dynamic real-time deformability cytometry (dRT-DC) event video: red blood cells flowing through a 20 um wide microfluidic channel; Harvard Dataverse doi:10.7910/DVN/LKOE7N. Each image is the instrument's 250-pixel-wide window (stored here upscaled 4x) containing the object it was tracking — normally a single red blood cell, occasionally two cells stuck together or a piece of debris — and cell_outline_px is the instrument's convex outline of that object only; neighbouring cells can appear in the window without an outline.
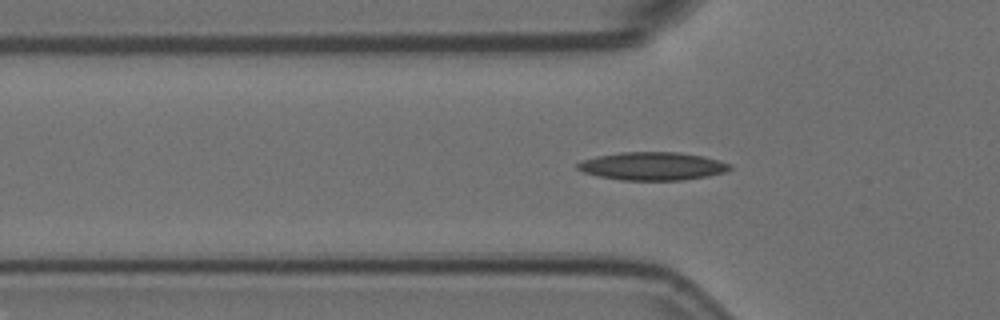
{"species": "Egyptian fruit bat (a non-hibernating species)", "species_latin": "Rousettus aegyptiacus", "temperature_condition": "room temperature", "stored_images_in_passage": 43, "camera_frame_rate_fps": 3000, "um_per_image_px": 0.085, "animal": {"sex": "female"}, "frame": {"image": 1, "passage_image": 9, "time_ms": 2.667, "image_size_px": [1000, 320], "cell_outline_px": [[732, 168], [724, 172], [708, 176], [680, 180], [620, 180], [600, 176], [584, 172], [576, 168], [576, 164], [580, 160], [596, 156], [620, 152], [680, 152], [704, 156], [720, 160], [732, 164]], "centroid_in_image_um": [55.47, 14.11], "position_along_channel_um": 70.3, "area_um2": 25.09}}
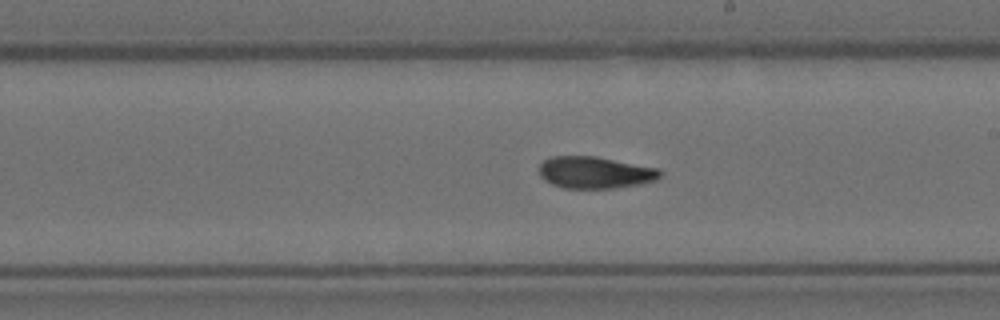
{"frame": {"image": 2, "passage_image": 23, "time_ms": 7.333, "image_size_px": [1000, 320], "cell_outline_px": [[660, 176], [656, 180], [616, 188], [564, 188], [552, 184], [544, 180], [540, 176], [540, 164], [544, 160], [552, 156], [596, 156], [660, 168]], "centroid_in_image_um": [50.57, 14.65], "position_along_channel_um": 238.4, "area_um2": 22.43}}
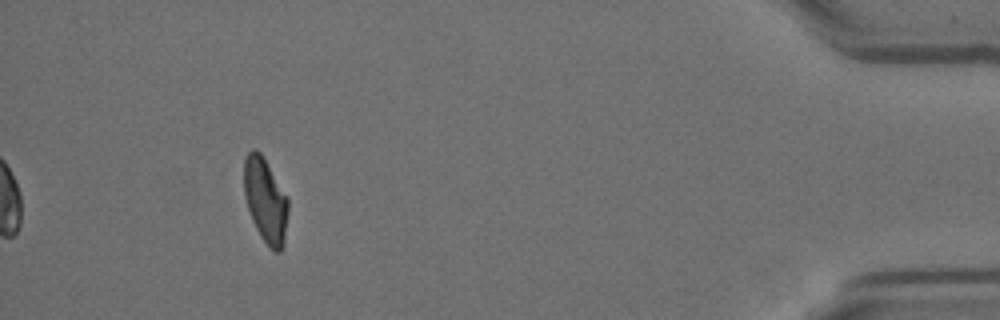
{"frame": {"image": 3, "passage_image": 43, "time_ms": 14.0, "image_size_px": [1000, 320], "cell_outline_px": [[288, 212], [284, 244], [280, 252], [276, 252], [268, 248], [260, 236], [252, 220], [244, 196], [244, 160], [248, 152], [252, 148], [256, 148], [260, 152], [288, 196]], "centroid_in_image_um": [22.57, 17.04], "position_along_channel_um": 412.6, "area_um2": 22.02}, "authors_computed_cell_mechanics": {"area_um2": 22.831, "velocity_mm_per_s": 3.5861, "shape_relaxation_time_tau1_ms": null, "shape_relaxation_time_tau2_ms": 6.3037, "deformation_change_tau1": null, "deformation_change_tau2": 0.1341}}